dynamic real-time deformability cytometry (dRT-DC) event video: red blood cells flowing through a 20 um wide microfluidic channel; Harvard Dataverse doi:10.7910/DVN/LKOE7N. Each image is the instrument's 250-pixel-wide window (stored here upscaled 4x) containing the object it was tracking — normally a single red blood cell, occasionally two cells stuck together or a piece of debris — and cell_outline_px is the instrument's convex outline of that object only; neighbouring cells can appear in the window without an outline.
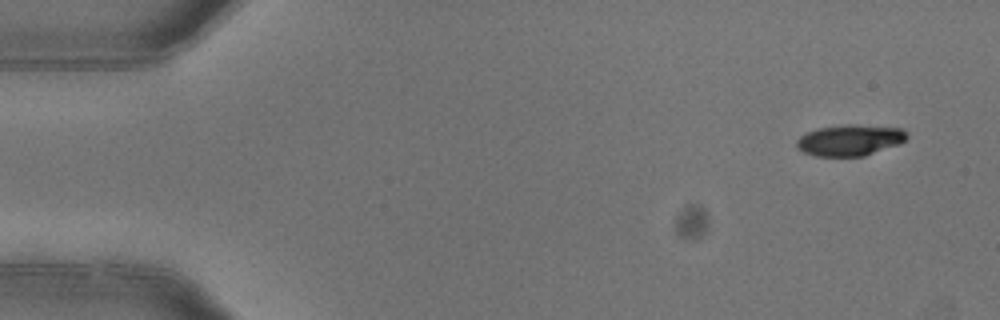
{"species": "common noctule bat (a hibernating species)", "species_latin": "Nyctalus noctula", "temperature_condition": "warm", "stored_images_in_passage": 6, "camera_frame_rate_fps": 3000, "um_per_image_px": 0.085, "animal": {"sex": "female"}, "frame": {"image": 1, "passage_image": 1, "time_ms": 0.0, "image_size_px": [1000, 320], "cell_outline_px": [[908, 136], [900, 144], [864, 156], [816, 156], [804, 152], [796, 148], [796, 140], [800, 136], [808, 132], [820, 128], [848, 124], [904, 128]], "centroid_in_image_um": [72.25, 11.92], "position_along_channel_um": 12.7, "area_um2": 19.94}}
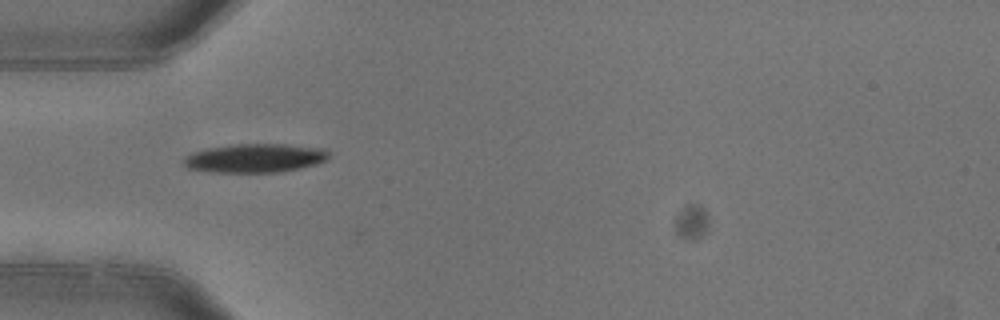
{"frame": {"image": 2, "passage_image": 4, "time_ms": 1.0, "image_size_px": [1000, 320], "cell_outline_px": [[328, 160], [316, 164], [300, 168], [276, 172], [216, 172], [188, 168], [180, 160], [184, 156], [192, 152], [208, 148], [236, 144], [284, 144], [324, 148], [328, 152]], "centroid_in_image_um": [21.66, 13.43], "position_along_channel_um": 63.3, "area_um2": 24.33}}